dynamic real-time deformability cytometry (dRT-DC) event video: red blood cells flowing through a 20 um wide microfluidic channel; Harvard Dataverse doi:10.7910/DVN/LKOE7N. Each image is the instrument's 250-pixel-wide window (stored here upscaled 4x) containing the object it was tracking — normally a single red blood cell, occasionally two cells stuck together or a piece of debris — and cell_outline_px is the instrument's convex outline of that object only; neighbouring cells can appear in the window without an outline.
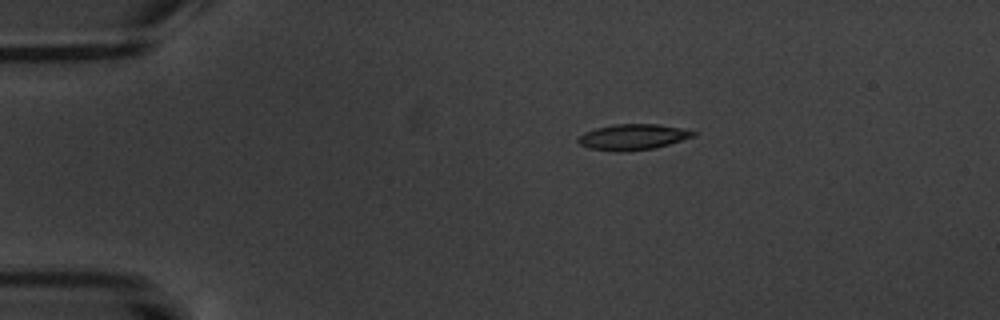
{"species": "common noctule bat (a hibernating species)", "species_latin": "Nyctalus noctula", "temperature_condition": "warm", "stored_images_in_passage": 4, "camera_frame_rate_fps": 3000, "um_per_image_px": 0.085, "animal": {"sex": "male", "body_mass_g": 20.1, "forearm_length_mm": 53.5}, "frame": {"image": 1, "passage_image": 2, "time_ms": 1.333, "image_size_px": [1000, 320], "cell_outline_px": [[696, 136], [668, 144], [652, 148], [588, 148], [580, 144], [576, 140], [584, 132], [596, 128], [616, 124], [656, 124], [680, 128], [696, 132]], "centroid_in_image_um": [53.83, 11.58], "position_along_channel_um": 31.2, "area_um2": 16.13}}